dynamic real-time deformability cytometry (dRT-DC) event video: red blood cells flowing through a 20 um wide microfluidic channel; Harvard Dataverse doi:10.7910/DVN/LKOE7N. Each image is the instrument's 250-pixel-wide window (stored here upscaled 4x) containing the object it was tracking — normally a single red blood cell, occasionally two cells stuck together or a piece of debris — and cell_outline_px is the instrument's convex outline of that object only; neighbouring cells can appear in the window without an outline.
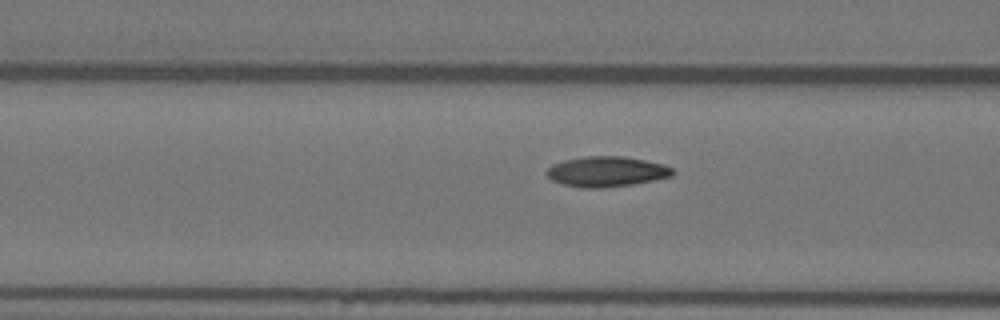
{"species": "Egyptian fruit bat (a non-hibernating species)", "species_latin": "Rousettus aegyptiacus", "temperature_condition": "warm", "stored_images_in_passage": 42, "camera_frame_rate_fps": 3000, "um_per_image_px": 0.085, "animal": {"sex": "female"}, "frame": {"image": 1, "passage_image": 10, "time_ms": 3.0, "image_size_px": [1000, 320], "cell_outline_px": [[676, 172], [672, 176], [632, 184], [604, 188], [584, 188], [560, 184], [552, 180], [544, 172], [552, 164], [564, 160], [584, 156], [624, 156], [664, 164], [672, 168]], "centroid_in_image_um": [51.53, 14.58], "position_along_channel_um": 115.1, "area_um2": 22.37}}
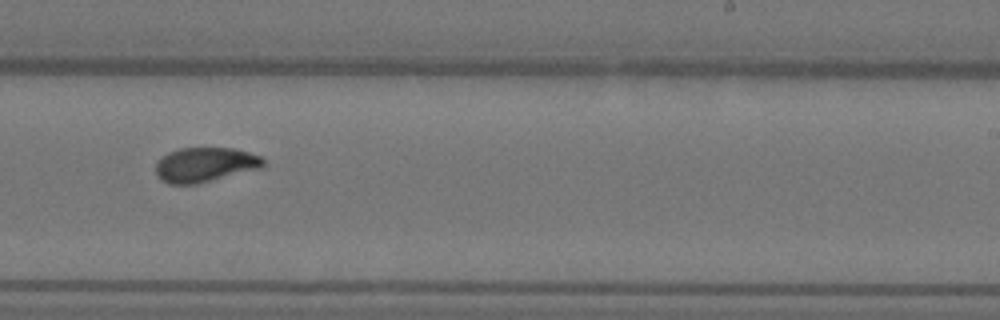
{"frame": {"image": 2, "passage_image": 23, "time_ms": 7.333, "image_size_px": [1000, 320], "cell_outline_px": [[264, 168], [196, 184], [168, 184], [160, 180], [156, 176], [156, 164], [160, 156], [168, 152], [180, 148], [236, 148], [260, 156], [264, 160]], "centroid_in_image_um": [17.42, 14.0], "position_along_channel_um": 271.6, "area_um2": 22.02}}
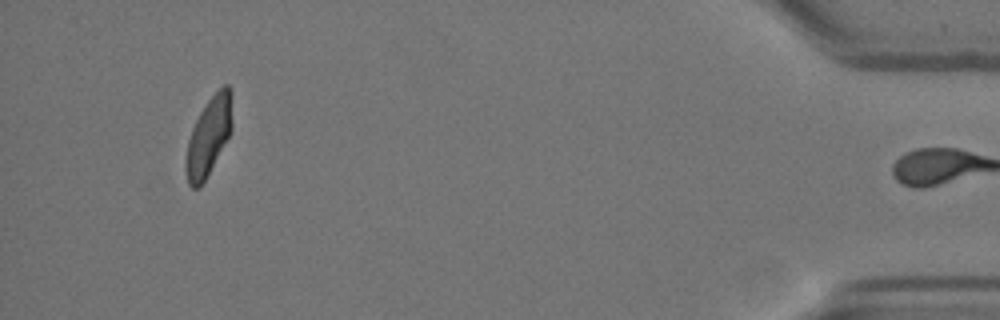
{"frame": {"image": 3, "passage_image": 41, "time_ms": 13.333, "image_size_px": [1000, 320], "cell_outline_px": [[232, 128], [228, 136], [200, 188], [192, 188], [188, 184], [184, 168], [184, 160], [188, 140], [192, 128], [200, 112], [208, 100], [224, 84], [228, 84], [232, 92]], "centroid_in_image_um": [17.72, 11.58], "position_along_channel_um": 417.5, "area_um2": 21.04}, "authors_computed_cell_mechanics": {"area_um2": 21.7039, "velocity_mm_per_s": 3.6228, "shape_relaxation_time_tau1_ms": 7.2614, "shape_relaxation_time_tau2_ms": 1.6307, "deformation_change_tau1": 0.2192, "deformation_change_tau2": 0.0559}}